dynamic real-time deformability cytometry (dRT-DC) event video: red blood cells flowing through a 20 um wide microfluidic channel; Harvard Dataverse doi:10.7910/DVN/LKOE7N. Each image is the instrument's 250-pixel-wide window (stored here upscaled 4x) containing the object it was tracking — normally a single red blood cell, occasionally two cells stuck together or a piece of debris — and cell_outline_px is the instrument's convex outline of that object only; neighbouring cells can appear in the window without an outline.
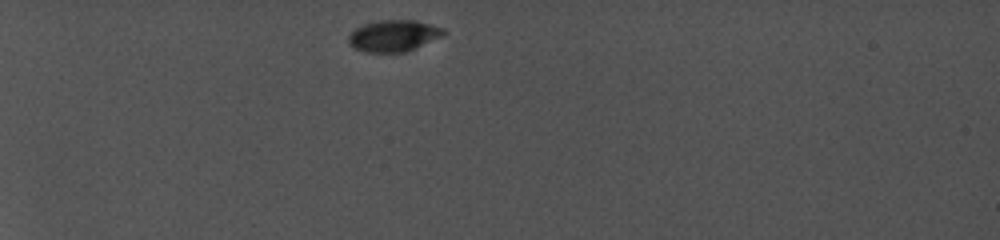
{"species": "common noctule bat (a hibernating species)", "species_latin": "Nyctalus noctula", "temperature_condition": "cold", "stored_images_in_passage": 8, "camera_frame_rate_fps": 5000, "um_per_image_px": 0.085, "animal": {"sex": "female", "body_mass_g": 19.0, "forearm_length_mm": 56.7}, "frame": {"image": 1, "passage_image": 1, "time_ms": 0.0, "image_size_px": [1000, 240], "cell_outline_px": [[444, 32], [440, 36], [404, 52], [368, 52], [356, 48], [348, 40], [348, 36], [356, 28], [364, 24], [376, 20], [416, 20], [444, 28]], "centroid_in_image_um": [33.43, 3.01], "position_along_channel_um": 51.6, "area_um2": 16.94}}
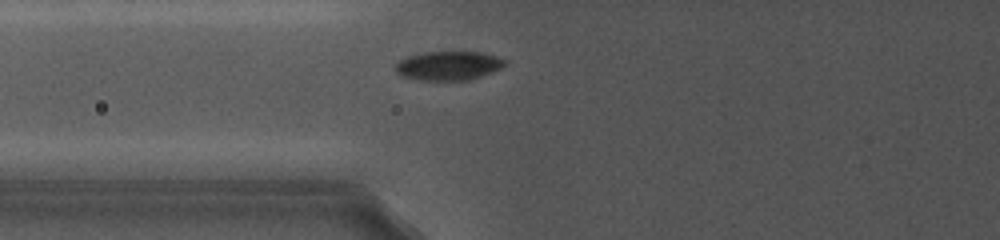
{"frame": {"image": 2, "passage_image": 5, "time_ms": 2.6, "image_size_px": [1000, 240], "cell_outline_px": [[508, 64], [500, 68], [480, 76], [468, 80], [420, 80], [404, 76], [396, 72], [396, 64], [400, 60], [408, 56], [424, 52], [480, 52], [496, 56], [508, 60]], "centroid_in_image_um": [38.15, 5.57], "position_along_channel_um": 87.6, "area_um2": 18.32}}